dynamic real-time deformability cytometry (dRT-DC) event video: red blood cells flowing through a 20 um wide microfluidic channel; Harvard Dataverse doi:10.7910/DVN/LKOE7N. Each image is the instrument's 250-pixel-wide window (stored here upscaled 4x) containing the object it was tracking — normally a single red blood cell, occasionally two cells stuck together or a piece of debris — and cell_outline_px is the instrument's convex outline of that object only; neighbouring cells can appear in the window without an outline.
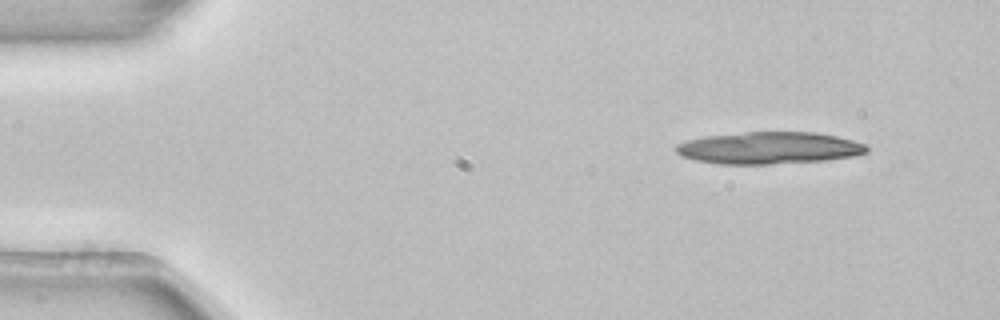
{"species": "common noctule bat (a hibernating species)", "species_latin": "Nyctalus noctula", "temperature_condition": "room temperature", "stored_images_in_passage": 3, "camera_frame_rate_fps": 3000, "um_per_image_px": 0.085, "animal": {"sex": "female", "body_mass_g": 22.7, "forearm_length_mm": 54.2}, "frame": {"image": 1, "passage_image": 1, "time_ms": 0.0, "image_size_px": [1000, 320], "cell_outline_px": [[868, 152], [856, 156], [824, 160], [772, 164], [720, 164], [696, 160], [680, 156], [676, 152], [676, 144], [688, 140], [708, 136], [744, 132], [816, 132], [836, 136], [868, 144]], "centroid_in_image_um": [65.4, 12.58], "position_along_channel_um": 19.6, "area_um2": 35.66}}